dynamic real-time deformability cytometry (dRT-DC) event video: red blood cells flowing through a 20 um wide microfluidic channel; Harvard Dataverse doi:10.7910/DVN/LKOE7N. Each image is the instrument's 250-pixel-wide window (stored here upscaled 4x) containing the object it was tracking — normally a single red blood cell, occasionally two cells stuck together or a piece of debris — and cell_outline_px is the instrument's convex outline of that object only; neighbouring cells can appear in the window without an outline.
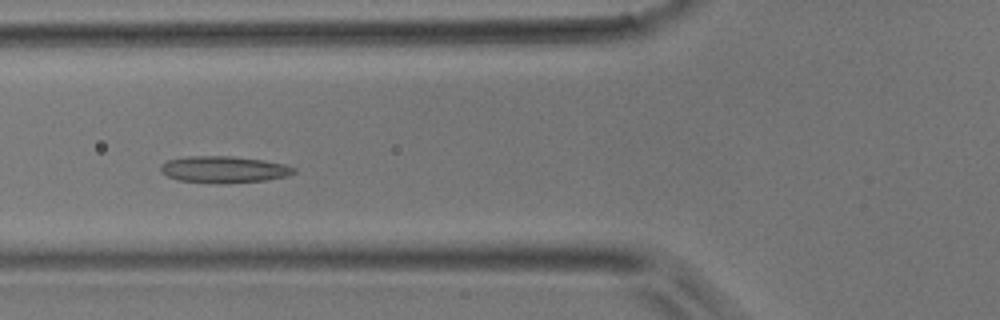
{"species": "common noctule bat (a hibernating species)", "species_latin": "Nyctalus noctula", "temperature_condition": "room temperature", "stored_images_in_passage": 49, "camera_frame_rate_fps": 3000, "um_per_image_px": 0.085, "animal": {"sex": "male", "body_mass_g": 17.9}, "frame": {"image": 1, "passage_image": 18, "time_ms": 5.667, "image_size_px": [1000, 320], "cell_outline_px": [[296, 172], [288, 176], [264, 180], [220, 184], [180, 180], [168, 176], [160, 172], [160, 164], [168, 160], [188, 156], [232, 156], [264, 160], [284, 164], [296, 168]], "centroid_in_image_um": [19.03, 14.4], "position_along_channel_um": 106.8, "area_um2": 20.75}}
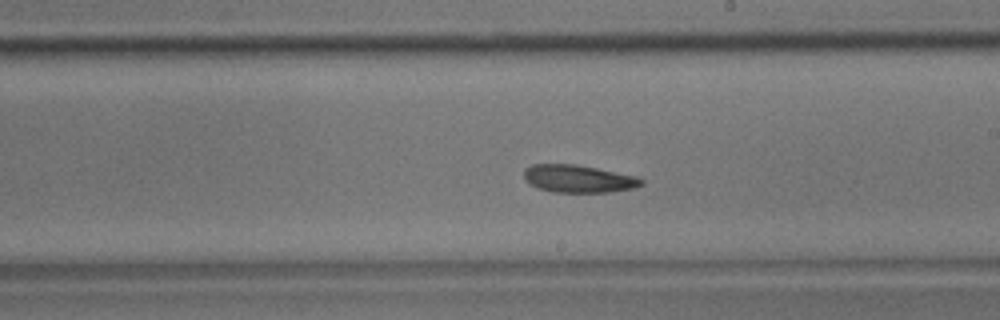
{"frame": {"image": 2, "passage_image": 28, "time_ms": 9.0, "image_size_px": [1000, 320], "cell_outline_px": [[644, 184], [636, 188], [608, 192], [552, 192], [540, 188], [524, 180], [524, 168], [532, 164], [576, 164], [636, 176], [644, 180]], "centroid_in_image_um": [49.18, 15.19], "position_along_channel_um": 239.8, "area_um2": 18.9}}
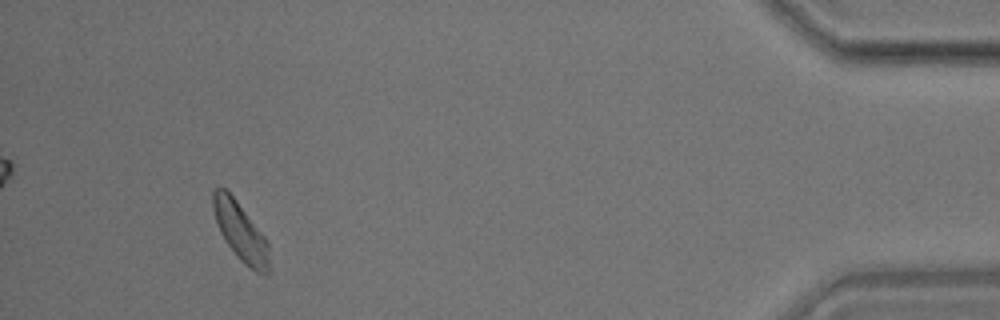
{"frame": {"image": 3, "passage_image": 46, "time_ms": 15.0, "image_size_px": [1000, 320], "cell_outline_px": [[268, 276], [264, 276], [256, 272], [244, 264], [240, 260], [224, 240], [220, 232], [212, 208], [212, 192], [216, 188], [224, 188], [236, 200], [264, 236], [268, 244]], "centroid_in_image_um": [20.43, 19.71], "position_along_channel_um": 414.8, "area_um2": 18.84}}